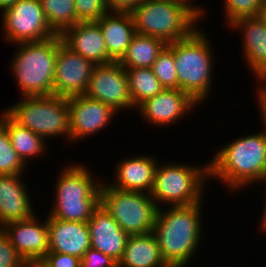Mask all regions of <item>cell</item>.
<instances>
[{
    "label": "cell",
    "mask_w": 266,
    "mask_h": 267,
    "mask_svg": "<svg viewBox=\"0 0 266 267\" xmlns=\"http://www.w3.org/2000/svg\"><path fill=\"white\" fill-rule=\"evenodd\" d=\"M233 141L209 162V177L221 179L231 190L266 181V130Z\"/></svg>",
    "instance_id": "6da1fadb"
},
{
    "label": "cell",
    "mask_w": 266,
    "mask_h": 267,
    "mask_svg": "<svg viewBox=\"0 0 266 267\" xmlns=\"http://www.w3.org/2000/svg\"><path fill=\"white\" fill-rule=\"evenodd\" d=\"M201 205L171 206L167 211L158 208L153 233L169 267H184L192 259L202 233Z\"/></svg>",
    "instance_id": "7a4b0ae2"
},
{
    "label": "cell",
    "mask_w": 266,
    "mask_h": 267,
    "mask_svg": "<svg viewBox=\"0 0 266 267\" xmlns=\"http://www.w3.org/2000/svg\"><path fill=\"white\" fill-rule=\"evenodd\" d=\"M197 28L187 38L168 43L173 51L178 74V89L187 93L196 103L207 97L211 88L213 51L206 34Z\"/></svg>",
    "instance_id": "3957f363"
},
{
    "label": "cell",
    "mask_w": 266,
    "mask_h": 267,
    "mask_svg": "<svg viewBox=\"0 0 266 267\" xmlns=\"http://www.w3.org/2000/svg\"><path fill=\"white\" fill-rule=\"evenodd\" d=\"M91 175L88 169L79 163L63 169L55 186L54 208L48 217L64 221L88 222L100 206L101 191V183L93 181Z\"/></svg>",
    "instance_id": "277c9868"
},
{
    "label": "cell",
    "mask_w": 266,
    "mask_h": 267,
    "mask_svg": "<svg viewBox=\"0 0 266 267\" xmlns=\"http://www.w3.org/2000/svg\"><path fill=\"white\" fill-rule=\"evenodd\" d=\"M12 70L24 96L53 95L58 35L41 42L19 43Z\"/></svg>",
    "instance_id": "5b68a950"
},
{
    "label": "cell",
    "mask_w": 266,
    "mask_h": 267,
    "mask_svg": "<svg viewBox=\"0 0 266 267\" xmlns=\"http://www.w3.org/2000/svg\"><path fill=\"white\" fill-rule=\"evenodd\" d=\"M129 13L136 33L166 44L187 38L199 20L185 6L169 0H144Z\"/></svg>",
    "instance_id": "8992f818"
},
{
    "label": "cell",
    "mask_w": 266,
    "mask_h": 267,
    "mask_svg": "<svg viewBox=\"0 0 266 267\" xmlns=\"http://www.w3.org/2000/svg\"><path fill=\"white\" fill-rule=\"evenodd\" d=\"M19 125L45 138L70 133V111L67 98L57 95L24 96L23 100L4 110Z\"/></svg>",
    "instance_id": "52a82bcc"
},
{
    "label": "cell",
    "mask_w": 266,
    "mask_h": 267,
    "mask_svg": "<svg viewBox=\"0 0 266 267\" xmlns=\"http://www.w3.org/2000/svg\"><path fill=\"white\" fill-rule=\"evenodd\" d=\"M160 166H156L153 188L150 192L158 208L159 203L170 204V207L187 206L203 200V187L209 178L208 163L203 166L204 168L173 163Z\"/></svg>",
    "instance_id": "ba28073f"
},
{
    "label": "cell",
    "mask_w": 266,
    "mask_h": 267,
    "mask_svg": "<svg viewBox=\"0 0 266 267\" xmlns=\"http://www.w3.org/2000/svg\"><path fill=\"white\" fill-rule=\"evenodd\" d=\"M100 204L127 234L153 232L158 207L150 194L115 189L101 181Z\"/></svg>",
    "instance_id": "9c48e42d"
},
{
    "label": "cell",
    "mask_w": 266,
    "mask_h": 267,
    "mask_svg": "<svg viewBox=\"0 0 266 267\" xmlns=\"http://www.w3.org/2000/svg\"><path fill=\"white\" fill-rule=\"evenodd\" d=\"M2 16L4 39L15 44L41 42L57 35L47 22L40 0H17Z\"/></svg>",
    "instance_id": "30bf717a"
},
{
    "label": "cell",
    "mask_w": 266,
    "mask_h": 267,
    "mask_svg": "<svg viewBox=\"0 0 266 267\" xmlns=\"http://www.w3.org/2000/svg\"><path fill=\"white\" fill-rule=\"evenodd\" d=\"M94 66L90 60L67 47L58 35L53 95L64 98L84 95Z\"/></svg>",
    "instance_id": "8fae6325"
},
{
    "label": "cell",
    "mask_w": 266,
    "mask_h": 267,
    "mask_svg": "<svg viewBox=\"0 0 266 267\" xmlns=\"http://www.w3.org/2000/svg\"><path fill=\"white\" fill-rule=\"evenodd\" d=\"M84 95L111 106L117 113L120 109L134 107L127 73L119 62L95 65Z\"/></svg>",
    "instance_id": "7c38bea8"
},
{
    "label": "cell",
    "mask_w": 266,
    "mask_h": 267,
    "mask_svg": "<svg viewBox=\"0 0 266 267\" xmlns=\"http://www.w3.org/2000/svg\"><path fill=\"white\" fill-rule=\"evenodd\" d=\"M1 229L30 267L36 266L49 252L48 216L44 223L38 222L34 214L30 218L7 223Z\"/></svg>",
    "instance_id": "4fadbf2b"
},
{
    "label": "cell",
    "mask_w": 266,
    "mask_h": 267,
    "mask_svg": "<svg viewBox=\"0 0 266 267\" xmlns=\"http://www.w3.org/2000/svg\"><path fill=\"white\" fill-rule=\"evenodd\" d=\"M67 103L70 111L72 141L84 139L104 129L116 114L111 106L85 95L69 97Z\"/></svg>",
    "instance_id": "5bb4252c"
},
{
    "label": "cell",
    "mask_w": 266,
    "mask_h": 267,
    "mask_svg": "<svg viewBox=\"0 0 266 267\" xmlns=\"http://www.w3.org/2000/svg\"><path fill=\"white\" fill-rule=\"evenodd\" d=\"M197 104L180 89H163L154 97L141 103L137 109L145 118L144 120L151 125L155 124L161 127L175 123Z\"/></svg>",
    "instance_id": "9a60e30c"
},
{
    "label": "cell",
    "mask_w": 266,
    "mask_h": 267,
    "mask_svg": "<svg viewBox=\"0 0 266 267\" xmlns=\"http://www.w3.org/2000/svg\"><path fill=\"white\" fill-rule=\"evenodd\" d=\"M87 223L91 248L119 262L130 235L121 229L101 204Z\"/></svg>",
    "instance_id": "2e32d148"
},
{
    "label": "cell",
    "mask_w": 266,
    "mask_h": 267,
    "mask_svg": "<svg viewBox=\"0 0 266 267\" xmlns=\"http://www.w3.org/2000/svg\"><path fill=\"white\" fill-rule=\"evenodd\" d=\"M60 36L67 47L94 65L114 62L108 56L102 30L96 21L78 22L67 28Z\"/></svg>",
    "instance_id": "e0dca14e"
},
{
    "label": "cell",
    "mask_w": 266,
    "mask_h": 267,
    "mask_svg": "<svg viewBox=\"0 0 266 267\" xmlns=\"http://www.w3.org/2000/svg\"><path fill=\"white\" fill-rule=\"evenodd\" d=\"M49 252L82 258L91 247L87 222L64 221L48 217Z\"/></svg>",
    "instance_id": "ac0fdd59"
},
{
    "label": "cell",
    "mask_w": 266,
    "mask_h": 267,
    "mask_svg": "<svg viewBox=\"0 0 266 267\" xmlns=\"http://www.w3.org/2000/svg\"><path fill=\"white\" fill-rule=\"evenodd\" d=\"M21 175H0V228L34 215Z\"/></svg>",
    "instance_id": "d6986e66"
},
{
    "label": "cell",
    "mask_w": 266,
    "mask_h": 267,
    "mask_svg": "<svg viewBox=\"0 0 266 267\" xmlns=\"http://www.w3.org/2000/svg\"><path fill=\"white\" fill-rule=\"evenodd\" d=\"M230 26L244 33L242 48L248 67L257 77L266 75V26L262 19L259 16L245 17Z\"/></svg>",
    "instance_id": "ffe728a7"
},
{
    "label": "cell",
    "mask_w": 266,
    "mask_h": 267,
    "mask_svg": "<svg viewBox=\"0 0 266 267\" xmlns=\"http://www.w3.org/2000/svg\"><path fill=\"white\" fill-rule=\"evenodd\" d=\"M155 157H130L118 163L116 182L110 186L124 191H137L150 194L157 166ZM147 190V191H146Z\"/></svg>",
    "instance_id": "44dd1931"
},
{
    "label": "cell",
    "mask_w": 266,
    "mask_h": 267,
    "mask_svg": "<svg viewBox=\"0 0 266 267\" xmlns=\"http://www.w3.org/2000/svg\"><path fill=\"white\" fill-rule=\"evenodd\" d=\"M96 22L102 30L108 56L118 62L137 34L130 13L108 12Z\"/></svg>",
    "instance_id": "7402d4cb"
},
{
    "label": "cell",
    "mask_w": 266,
    "mask_h": 267,
    "mask_svg": "<svg viewBox=\"0 0 266 267\" xmlns=\"http://www.w3.org/2000/svg\"><path fill=\"white\" fill-rule=\"evenodd\" d=\"M118 267H169L153 232L130 235Z\"/></svg>",
    "instance_id": "603a6c76"
},
{
    "label": "cell",
    "mask_w": 266,
    "mask_h": 267,
    "mask_svg": "<svg viewBox=\"0 0 266 267\" xmlns=\"http://www.w3.org/2000/svg\"><path fill=\"white\" fill-rule=\"evenodd\" d=\"M167 44L159 38L136 34L118 61L126 68H151Z\"/></svg>",
    "instance_id": "cb8c5ba5"
},
{
    "label": "cell",
    "mask_w": 266,
    "mask_h": 267,
    "mask_svg": "<svg viewBox=\"0 0 266 267\" xmlns=\"http://www.w3.org/2000/svg\"><path fill=\"white\" fill-rule=\"evenodd\" d=\"M0 122L8 132L13 149L25 164L30 157L34 158L44 152L46 146L43 137L19 125L4 111Z\"/></svg>",
    "instance_id": "d4e9b609"
},
{
    "label": "cell",
    "mask_w": 266,
    "mask_h": 267,
    "mask_svg": "<svg viewBox=\"0 0 266 267\" xmlns=\"http://www.w3.org/2000/svg\"><path fill=\"white\" fill-rule=\"evenodd\" d=\"M125 70L134 108L164 89L154 75L152 68H126Z\"/></svg>",
    "instance_id": "484cf974"
},
{
    "label": "cell",
    "mask_w": 266,
    "mask_h": 267,
    "mask_svg": "<svg viewBox=\"0 0 266 267\" xmlns=\"http://www.w3.org/2000/svg\"><path fill=\"white\" fill-rule=\"evenodd\" d=\"M40 3L48 24L57 35L77 24L75 0H40Z\"/></svg>",
    "instance_id": "4316f807"
},
{
    "label": "cell",
    "mask_w": 266,
    "mask_h": 267,
    "mask_svg": "<svg viewBox=\"0 0 266 267\" xmlns=\"http://www.w3.org/2000/svg\"><path fill=\"white\" fill-rule=\"evenodd\" d=\"M152 70L164 89H178V74L173 51L166 45L153 62Z\"/></svg>",
    "instance_id": "83f0119b"
},
{
    "label": "cell",
    "mask_w": 266,
    "mask_h": 267,
    "mask_svg": "<svg viewBox=\"0 0 266 267\" xmlns=\"http://www.w3.org/2000/svg\"><path fill=\"white\" fill-rule=\"evenodd\" d=\"M26 164L13 149L8 132L0 122V175L22 174Z\"/></svg>",
    "instance_id": "f1b7e54d"
},
{
    "label": "cell",
    "mask_w": 266,
    "mask_h": 267,
    "mask_svg": "<svg viewBox=\"0 0 266 267\" xmlns=\"http://www.w3.org/2000/svg\"><path fill=\"white\" fill-rule=\"evenodd\" d=\"M226 21L229 26L235 21L258 16L266 0H224Z\"/></svg>",
    "instance_id": "f546056e"
},
{
    "label": "cell",
    "mask_w": 266,
    "mask_h": 267,
    "mask_svg": "<svg viewBox=\"0 0 266 267\" xmlns=\"http://www.w3.org/2000/svg\"><path fill=\"white\" fill-rule=\"evenodd\" d=\"M78 22L97 21L109 12L107 0H75Z\"/></svg>",
    "instance_id": "4dcf8cb0"
},
{
    "label": "cell",
    "mask_w": 266,
    "mask_h": 267,
    "mask_svg": "<svg viewBox=\"0 0 266 267\" xmlns=\"http://www.w3.org/2000/svg\"><path fill=\"white\" fill-rule=\"evenodd\" d=\"M0 267H30L0 228Z\"/></svg>",
    "instance_id": "1f68e13d"
},
{
    "label": "cell",
    "mask_w": 266,
    "mask_h": 267,
    "mask_svg": "<svg viewBox=\"0 0 266 267\" xmlns=\"http://www.w3.org/2000/svg\"><path fill=\"white\" fill-rule=\"evenodd\" d=\"M34 267H80V258L56 252H48Z\"/></svg>",
    "instance_id": "d6a6232c"
},
{
    "label": "cell",
    "mask_w": 266,
    "mask_h": 267,
    "mask_svg": "<svg viewBox=\"0 0 266 267\" xmlns=\"http://www.w3.org/2000/svg\"><path fill=\"white\" fill-rule=\"evenodd\" d=\"M80 267H118V262L90 247L80 259Z\"/></svg>",
    "instance_id": "836d02e7"
},
{
    "label": "cell",
    "mask_w": 266,
    "mask_h": 267,
    "mask_svg": "<svg viewBox=\"0 0 266 267\" xmlns=\"http://www.w3.org/2000/svg\"><path fill=\"white\" fill-rule=\"evenodd\" d=\"M144 0H107L109 12H130Z\"/></svg>",
    "instance_id": "e575fe53"
},
{
    "label": "cell",
    "mask_w": 266,
    "mask_h": 267,
    "mask_svg": "<svg viewBox=\"0 0 266 267\" xmlns=\"http://www.w3.org/2000/svg\"><path fill=\"white\" fill-rule=\"evenodd\" d=\"M259 79V81L261 80L262 82L260 83H263L261 84L262 86L260 88H257L258 90V105L260 107L259 111H261V114H262V117H263V121H264V127L266 128V75H262V76H259V77H256ZM265 84V85H264Z\"/></svg>",
    "instance_id": "d590c367"
},
{
    "label": "cell",
    "mask_w": 266,
    "mask_h": 267,
    "mask_svg": "<svg viewBox=\"0 0 266 267\" xmlns=\"http://www.w3.org/2000/svg\"><path fill=\"white\" fill-rule=\"evenodd\" d=\"M173 2H177L183 6H185L187 9H189L199 20L200 18L202 19L204 10L200 7H194L193 5L190 4L191 0H169Z\"/></svg>",
    "instance_id": "8d00e7d4"
},
{
    "label": "cell",
    "mask_w": 266,
    "mask_h": 267,
    "mask_svg": "<svg viewBox=\"0 0 266 267\" xmlns=\"http://www.w3.org/2000/svg\"><path fill=\"white\" fill-rule=\"evenodd\" d=\"M17 0H0V9L3 11L13 5Z\"/></svg>",
    "instance_id": "74e56055"
},
{
    "label": "cell",
    "mask_w": 266,
    "mask_h": 267,
    "mask_svg": "<svg viewBox=\"0 0 266 267\" xmlns=\"http://www.w3.org/2000/svg\"><path fill=\"white\" fill-rule=\"evenodd\" d=\"M262 21L264 22L265 26H266V1L262 7V9L260 10V13L258 15Z\"/></svg>",
    "instance_id": "f35d334b"
},
{
    "label": "cell",
    "mask_w": 266,
    "mask_h": 267,
    "mask_svg": "<svg viewBox=\"0 0 266 267\" xmlns=\"http://www.w3.org/2000/svg\"><path fill=\"white\" fill-rule=\"evenodd\" d=\"M264 207H265V209H264L263 216L261 219L262 220L261 228L263 229V231H266V204Z\"/></svg>",
    "instance_id": "ab89813d"
}]
</instances>
